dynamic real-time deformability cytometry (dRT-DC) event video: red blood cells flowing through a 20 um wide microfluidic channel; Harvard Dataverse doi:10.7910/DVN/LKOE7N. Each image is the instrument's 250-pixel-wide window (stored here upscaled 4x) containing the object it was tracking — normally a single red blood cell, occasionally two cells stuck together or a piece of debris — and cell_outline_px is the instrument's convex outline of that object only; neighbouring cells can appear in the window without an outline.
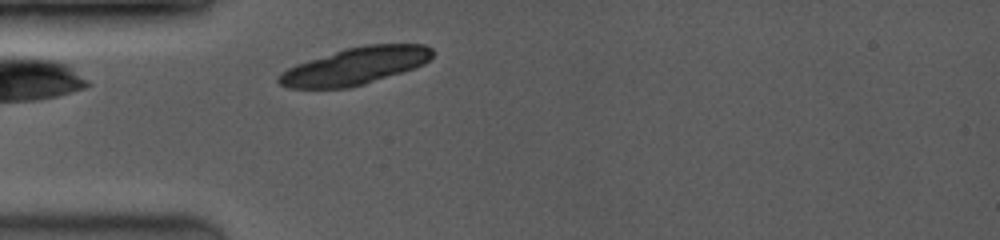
{"species": "common noctule bat (a hibernating species)", "species_latin": "Nyctalus noctula", "temperature_condition": "room temperature", "stored_images_in_passage": 5, "camera_frame_rate_fps": 3500, "um_per_image_px": 0.085, "animal": {"sex": "female", "body_mass_g": 19.0, "forearm_length_mm": 53.3}, "frame": {"image": 1, "passage_image": 4, "time_ms": 0.857, "image_size_px": [1000, 240], "cell_outline_px": [[432, 56], [424, 64], [364, 84], [348, 88], [288, 88], [280, 84], [276, 80], [276, 76], [280, 72], [296, 64], [344, 48], [368, 44], [424, 44], [432, 48]], "centroid_in_image_um": [30.14, 5.61], "position_along_channel_um": 54.9, "area_um2": 33.12}}